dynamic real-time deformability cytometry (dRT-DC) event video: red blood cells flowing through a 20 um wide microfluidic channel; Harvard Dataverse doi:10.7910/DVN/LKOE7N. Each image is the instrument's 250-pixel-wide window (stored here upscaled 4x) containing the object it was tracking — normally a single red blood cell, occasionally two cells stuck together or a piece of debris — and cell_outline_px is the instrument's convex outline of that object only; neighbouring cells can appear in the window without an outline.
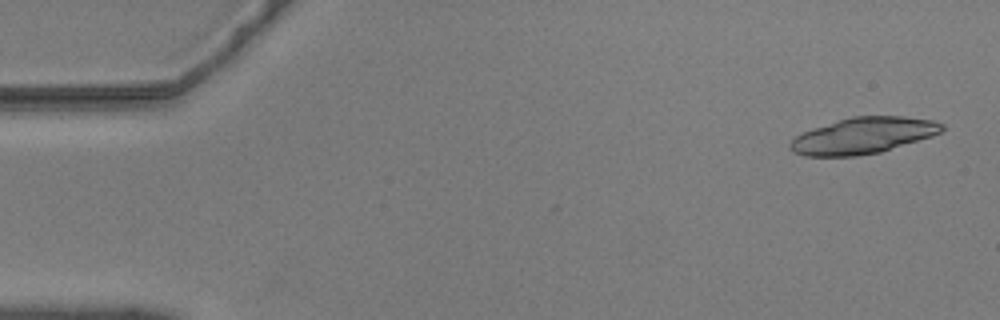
{"species": "common noctule bat (a hibernating species)", "species_latin": "Nyctalus noctula", "temperature_condition": "warm", "stored_images_in_passage": 6, "camera_frame_rate_fps": 3000, "um_per_image_px": 0.085, "animal": {"sex": "male", "body_mass_g": 20.5, "forearm_length_mm": 52.5}, "frame": {"image": 1, "passage_image": 2, "time_ms": 0.333, "image_size_px": [1000, 320], "cell_outline_px": [[944, 128], [940, 132], [932, 136], [880, 152], [856, 156], [804, 156], [792, 152], [788, 148], [788, 144], [796, 136], [812, 128], [852, 116], [904, 116], [932, 120], [944, 124]], "centroid_in_image_um": [73.34, 11.53], "position_along_channel_um": 11.7, "area_um2": 31.96}}